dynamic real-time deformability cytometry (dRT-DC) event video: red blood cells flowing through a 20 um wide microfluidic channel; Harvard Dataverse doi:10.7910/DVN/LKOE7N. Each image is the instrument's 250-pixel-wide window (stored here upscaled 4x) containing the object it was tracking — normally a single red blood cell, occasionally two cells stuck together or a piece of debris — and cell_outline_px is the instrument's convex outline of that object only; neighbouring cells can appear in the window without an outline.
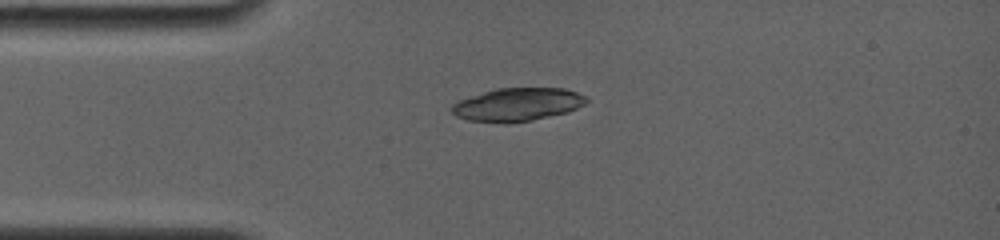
{"species": "common noctule bat (a hibernating species)", "species_latin": "Nyctalus noctula", "temperature_condition": "room temperature", "stored_images_in_passage": 6, "camera_frame_rate_fps": 4000, "um_per_image_px": 0.085, "animal": {"sex": "female", "body_mass_g": 19.0, "forearm_length_mm": 56.7}, "frame": {"image": 1, "passage_image": 1, "time_ms": 0.0, "image_size_px": [1000, 240], "cell_outline_px": [[588, 100], [584, 104], [576, 108], [564, 112], [532, 120], [504, 124], [468, 120], [456, 116], [452, 112], [452, 104], [460, 100], [496, 88], [564, 88], [588, 96]], "centroid_in_image_um": [43.98, 8.89], "position_along_channel_um": 41.0, "area_um2": 25.84}}